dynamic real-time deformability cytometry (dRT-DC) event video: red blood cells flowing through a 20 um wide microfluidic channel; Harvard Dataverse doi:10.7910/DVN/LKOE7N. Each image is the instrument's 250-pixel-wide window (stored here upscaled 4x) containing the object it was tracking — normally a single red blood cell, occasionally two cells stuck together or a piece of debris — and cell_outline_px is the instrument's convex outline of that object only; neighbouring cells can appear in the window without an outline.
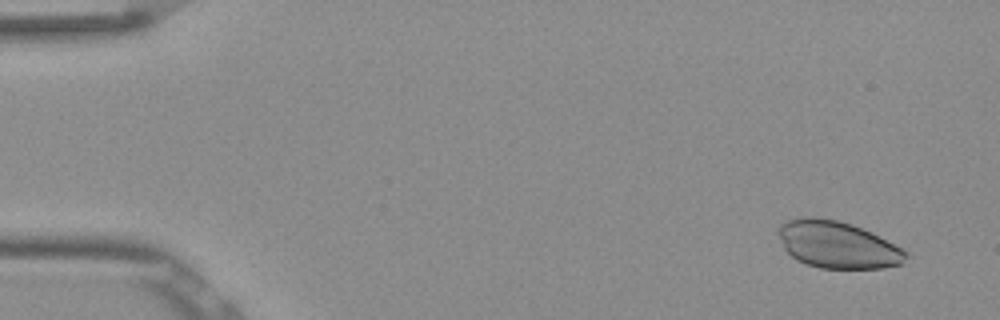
{"species": "Egyptian fruit bat (a non-hibernating species)", "species_latin": "Rousettus aegyptiacus", "temperature_condition": "room temperature", "stored_images_in_passage": 53, "camera_frame_rate_fps": 3000, "um_per_image_px": 0.085, "frame": {"image": 1, "passage_image": 3, "time_ms": 0.667, "image_size_px": [1000, 320], "cell_outline_px": [[908, 256], [904, 264], [884, 268], [820, 268], [804, 264], [796, 260], [784, 248], [776, 232], [780, 224], [788, 220], [800, 216], [816, 216], [836, 220], [852, 224], [872, 232], [880, 236], [908, 252]], "centroid_in_image_um": [71.17, 20.79], "position_along_channel_um": 13.8, "area_um2": 35.37}}